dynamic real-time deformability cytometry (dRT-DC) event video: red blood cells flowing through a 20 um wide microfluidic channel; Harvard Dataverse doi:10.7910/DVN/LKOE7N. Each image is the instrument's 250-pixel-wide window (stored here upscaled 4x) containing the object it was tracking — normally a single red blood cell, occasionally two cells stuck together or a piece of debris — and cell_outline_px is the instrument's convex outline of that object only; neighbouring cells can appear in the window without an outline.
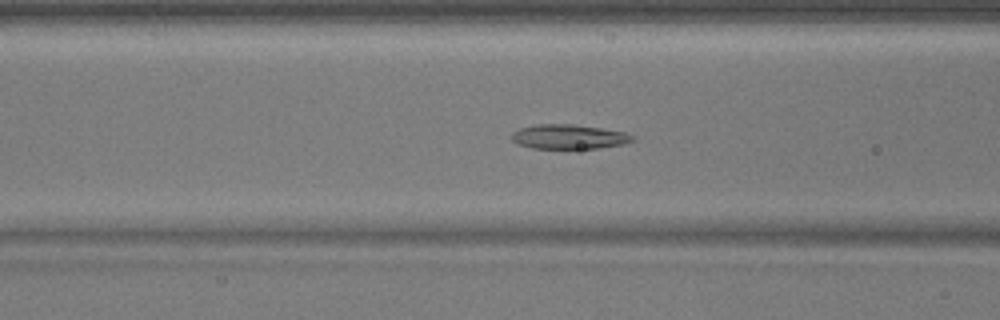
{"species": "common noctule bat (a hibernating species)", "species_latin": "Nyctalus noctula", "temperature_condition": "warm", "stored_images_in_passage": 41, "camera_frame_rate_fps": 3000, "um_per_image_px": 0.085, "animal": {"sex": "male", "body_mass_g": 17.9}, "frame": {"image": 1, "passage_image": 10, "time_ms": 3.0, "image_size_px": [1000, 320], "cell_outline_px": [[636, 136], [632, 140], [620, 144], [596, 148], [532, 148], [520, 144], [512, 140], [512, 132], [520, 128], [536, 124], [572, 124], [600, 128], [624, 132]], "centroid_in_image_um": [48.32, 11.61], "position_along_channel_um": 118.3, "area_um2": 16.94}}
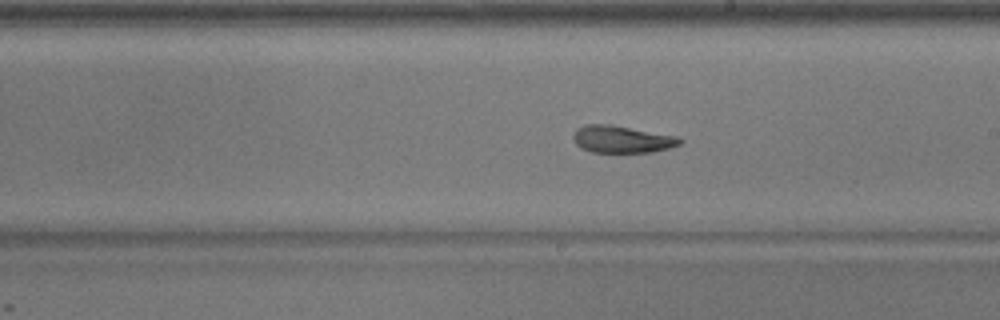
{"frame": {"image": 2, "passage_image": 19, "time_ms": 6.0, "image_size_px": [1000, 320], "cell_outline_px": [[684, 140], [680, 144], [668, 148], [652, 152], [592, 152], [580, 148], [576, 144], [572, 136], [576, 128], [584, 124], [612, 124], [676, 136]], "centroid_in_image_um": [52.83, 11.83], "position_along_channel_um": 236.2, "area_um2": 16.99}}
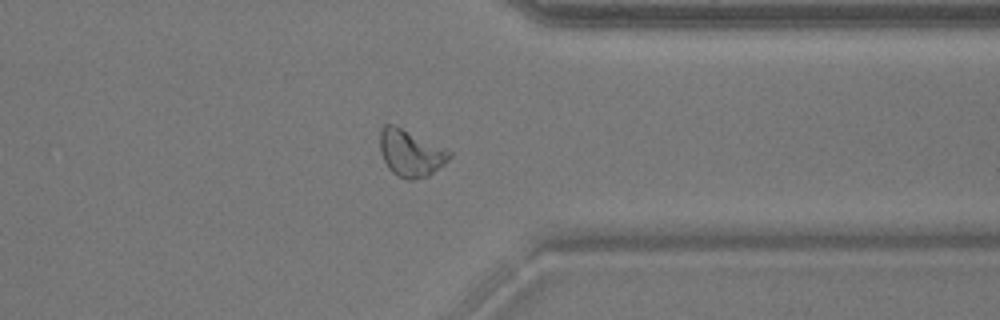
{"frame": {"image": 3, "passage_image": 30, "time_ms": 9.667, "image_size_px": [1000, 320], "cell_outline_px": [[452, 156], [444, 164], [428, 176], [412, 180], [408, 180], [396, 176], [388, 168], [380, 152], [380, 128], [384, 124], [392, 124], [444, 148], [452, 152]], "centroid_in_image_um": [34.88, 13.04], "position_along_channel_um": 376.5, "area_um2": 18.73}}